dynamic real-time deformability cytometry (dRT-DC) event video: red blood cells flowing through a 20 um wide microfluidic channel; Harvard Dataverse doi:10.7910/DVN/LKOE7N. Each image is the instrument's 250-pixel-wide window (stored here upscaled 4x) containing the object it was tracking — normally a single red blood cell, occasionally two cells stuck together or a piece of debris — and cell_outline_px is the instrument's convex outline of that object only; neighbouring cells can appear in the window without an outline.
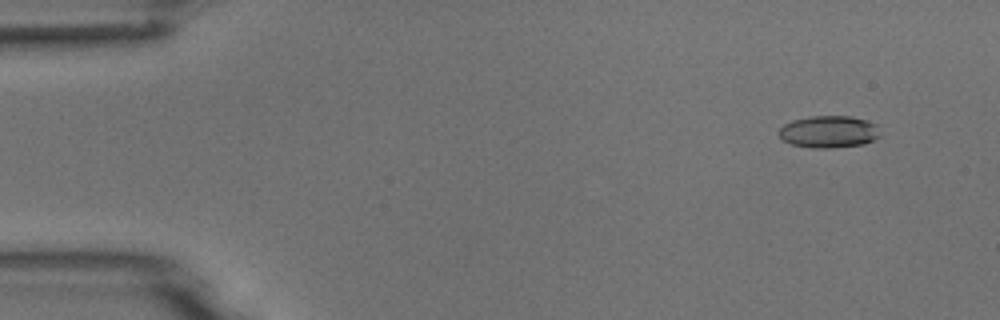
{"species": "common noctule bat (a hibernating species)", "species_latin": "Nyctalus noctula", "temperature_condition": "room temperature", "stored_images_in_passage": 5, "camera_frame_rate_fps": 3000, "um_per_image_px": 0.085, "animal": {"sex": "male", "body_mass_g": 18.8}, "frame": {"image": 1, "passage_image": 2, "time_ms": 1.333, "image_size_px": [1000, 320], "cell_outline_px": [[880, 136], [864, 144], [832, 148], [812, 148], [792, 144], [784, 140], [780, 136], [780, 128], [784, 124], [792, 120], [812, 116], [852, 116], [876, 124]], "centroid_in_image_um": [70.45, 11.2], "position_along_channel_um": 14.5, "area_um2": 18.79}}
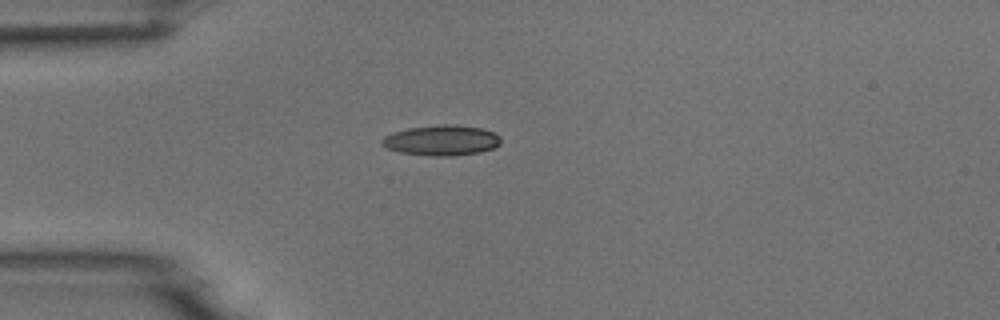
{"frame": {"image": 2, "passage_image": 5, "time_ms": 4.667, "image_size_px": [1000, 320], "cell_outline_px": [[500, 144], [492, 148], [480, 152], [452, 156], [432, 156], [400, 152], [388, 148], [380, 144], [380, 140], [384, 136], [392, 132], [408, 128], [440, 124], [452, 124], [480, 128], [496, 132], [500, 136]], "centroid_in_image_um": [37.52, 11.92], "position_along_channel_um": 47.5, "area_um2": 21.15}}